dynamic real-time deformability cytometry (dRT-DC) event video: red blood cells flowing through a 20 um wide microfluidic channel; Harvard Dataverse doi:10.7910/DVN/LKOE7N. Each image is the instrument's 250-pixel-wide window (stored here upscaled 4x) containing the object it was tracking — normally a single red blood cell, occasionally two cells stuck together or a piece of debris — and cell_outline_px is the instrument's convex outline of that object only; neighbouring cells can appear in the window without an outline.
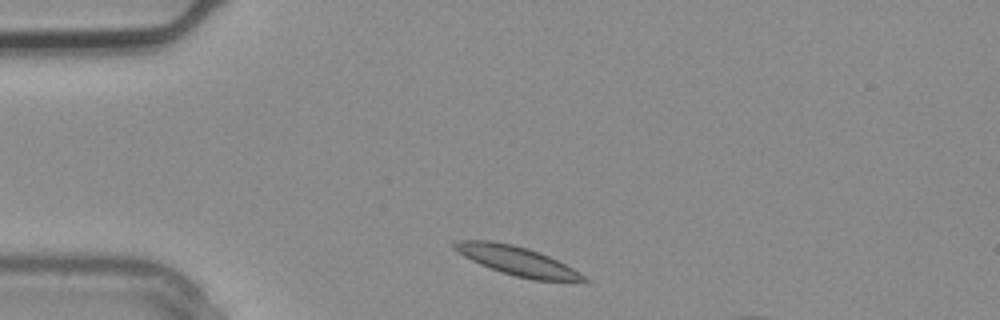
{"species": "common noctule bat (a hibernating species)", "species_latin": "Nyctalus noctula", "temperature_condition": "warm", "stored_images_in_passage": 3, "camera_frame_rate_fps": 3000, "um_per_image_px": 0.085, "animal": {"sex": "male", "body_mass_g": 20.4}, "frame": {"image": 1, "passage_image": 1, "time_ms": 0.0, "image_size_px": [1000, 320], "cell_outline_px": [[592, 280], [536, 280], [516, 276], [500, 272], [480, 264], [464, 256], [452, 248], [452, 244], [456, 240], [492, 240], [512, 244], [528, 248], [540, 252], [580, 272]], "centroid_in_image_um": [43.89, 22.14], "position_along_channel_um": 41.1, "area_um2": 21.62}}